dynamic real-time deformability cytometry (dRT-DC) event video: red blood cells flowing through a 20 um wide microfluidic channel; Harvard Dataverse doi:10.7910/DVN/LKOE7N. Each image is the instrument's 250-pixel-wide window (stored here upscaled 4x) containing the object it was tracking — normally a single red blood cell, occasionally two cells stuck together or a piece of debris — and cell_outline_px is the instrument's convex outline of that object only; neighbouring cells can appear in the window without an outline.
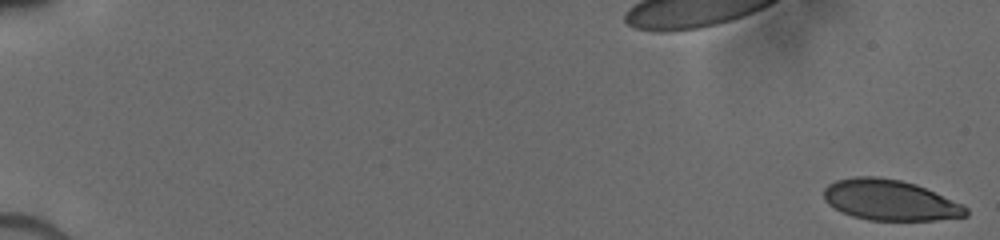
{"species": "human", "species_latin": "Homo sapiens", "temperature_condition": "cold", "stored_images_in_passage": 13, "camera_frame_rate_fps": 3000, "um_per_image_px": 0.085, "donor": {"sex": "male"}, "frame": {"image": 1, "passage_image": 1, "time_ms": 0.0, "image_size_px": [1000, 240], "cell_outline_px": [[968, 216], [936, 220], [868, 220], [852, 216], [828, 204], [824, 200], [824, 188], [828, 184], [836, 180], [856, 176], [876, 176], [900, 180], [916, 184], [964, 204], [968, 208]], "centroid_in_image_um": [75.67, 17.01], "position_along_channel_um": 9.3, "area_um2": 33.76}}
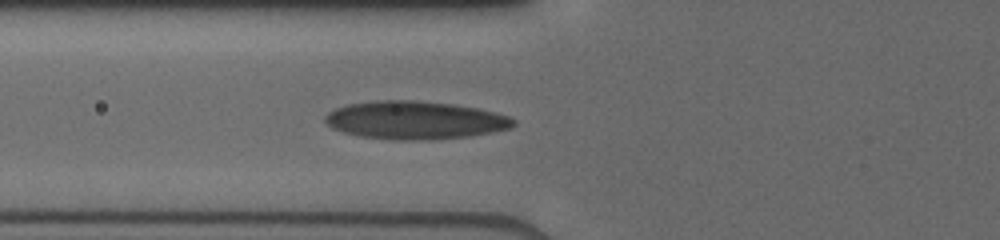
{"frame": {"image": 2, "passage_image": 13, "time_ms": 7.0, "image_size_px": [1000, 240], "cell_outline_px": [[516, 124], [508, 128], [492, 132], [468, 136], [424, 140], [392, 140], [360, 136], [344, 132], [332, 128], [324, 120], [324, 116], [328, 112], [336, 108], [348, 104], [380, 100], [408, 100], [448, 104], [476, 108], [496, 112], [508, 116], [516, 120]], "centroid_in_image_um": [35.25, 10.22], "position_along_channel_um": 90.6, "area_um2": 41.44}}